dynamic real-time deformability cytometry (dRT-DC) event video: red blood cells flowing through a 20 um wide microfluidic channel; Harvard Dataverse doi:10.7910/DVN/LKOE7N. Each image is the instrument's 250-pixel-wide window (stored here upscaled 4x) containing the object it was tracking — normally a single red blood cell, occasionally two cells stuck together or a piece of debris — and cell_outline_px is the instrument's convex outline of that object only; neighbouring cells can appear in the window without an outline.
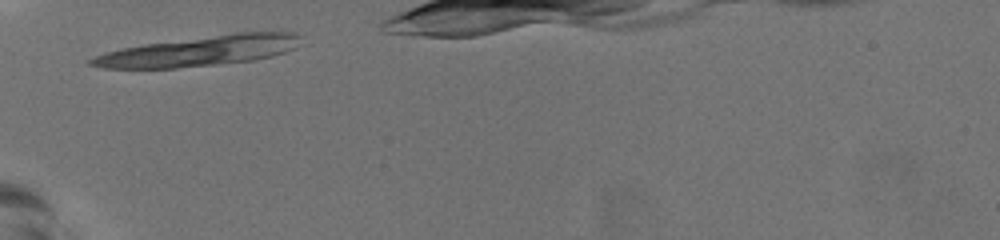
{"species": "common noctule bat (a hibernating species)", "species_latin": "Nyctalus noctula", "temperature_condition": "warm", "stored_images_in_passage": 5, "camera_frame_rate_fps": 3000, "um_per_image_px": 0.085, "animal": {"sex": "female", "body_mass_g": 19.5, "forearm_length_mm": 54.1}, "frame": {"image": 1, "passage_image": 1, "time_ms": 0.0, "image_size_px": [1000, 240], "cell_outline_px": [[300, 36], [296, 48], [272, 56], [252, 60], [176, 68], [104, 68], [88, 64], [88, 60], [96, 56], [108, 52], [124, 48], [144, 44], [236, 32], [288, 32]], "centroid_in_image_um": [16.95, 4.33], "position_along_channel_um": 68.0, "area_um2": 36.07}}